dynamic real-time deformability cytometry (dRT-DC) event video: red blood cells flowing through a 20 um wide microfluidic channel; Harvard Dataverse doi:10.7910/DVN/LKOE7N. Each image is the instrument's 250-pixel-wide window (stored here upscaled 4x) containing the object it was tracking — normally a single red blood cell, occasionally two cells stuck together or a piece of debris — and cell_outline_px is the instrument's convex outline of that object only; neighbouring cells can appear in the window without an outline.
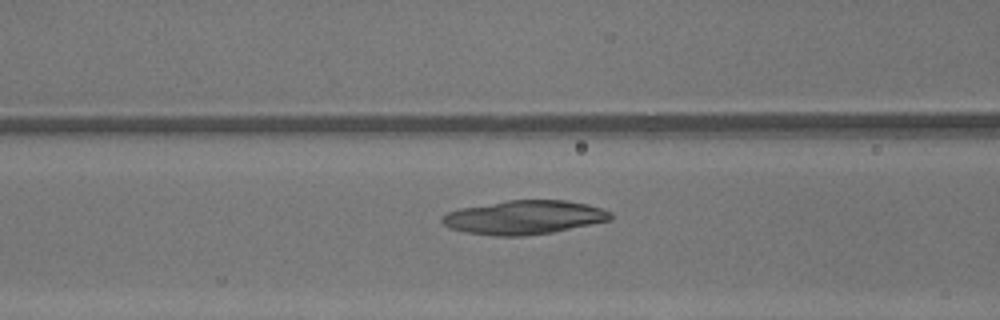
{"species": "common noctule bat (a hibernating species)", "species_latin": "Nyctalus noctula", "temperature_condition": "warm", "stored_images_in_passage": 40, "camera_frame_rate_fps": 3000, "um_per_image_px": 0.085, "animal": {"sex": "male", "body_mass_g": 13.3}, "frame": {"image": 1, "passage_image": 15, "time_ms": 4.667, "image_size_px": [1000, 320], "cell_outline_px": [[612, 220], [552, 232], [524, 236], [496, 236], [464, 232], [448, 228], [440, 220], [440, 216], [448, 212], [460, 208], [508, 200], [564, 200], [588, 204], [612, 212]], "centroid_in_image_um": [44.53, 18.48], "position_along_channel_um": 122.1, "area_um2": 33.35}}
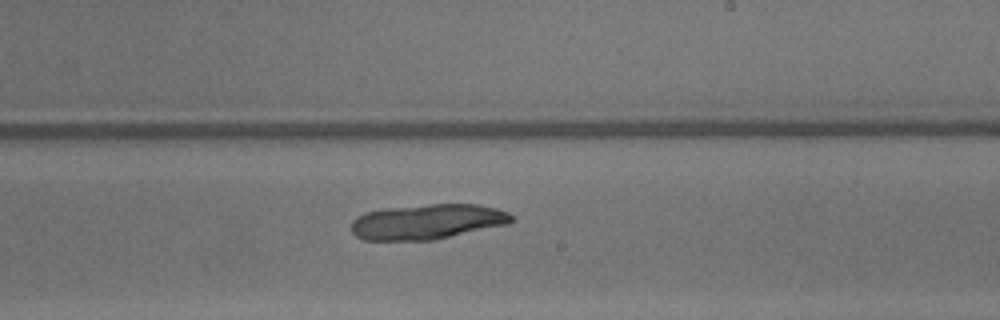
{"frame": {"image": 2, "passage_image": 24, "time_ms": 7.667, "image_size_px": [1000, 320], "cell_outline_px": [[516, 220], [508, 224], [436, 240], [364, 240], [356, 236], [352, 232], [352, 220], [356, 216], [364, 212], [384, 208], [432, 204], [476, 204], [496, 208], [508, 212], [516, 216]], "centroid_in_image_um": [36.35, 18.84], "position_along_channel_um": 252.7, "area_um2": 33.23}}
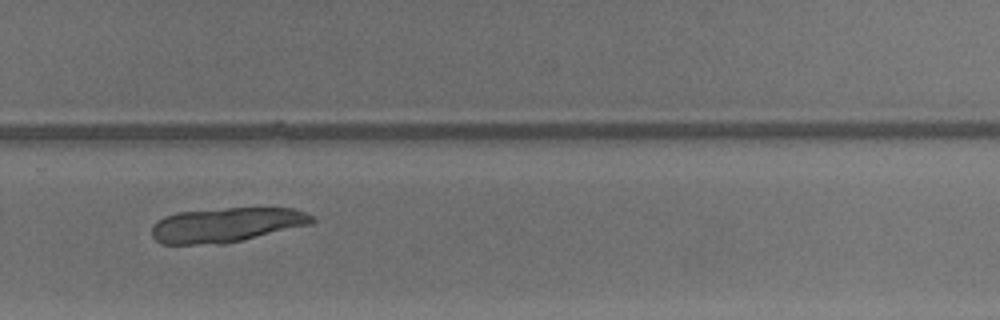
{"frame": {"image": 3, "passage_image": 28, "time_ms": 9.0, "image_size_px": [1000, 320], "cell_outline_px": [[316, 220], [312, 224], [244, 240], [224, 244], [160, 244], [152, 236], [152, 224], [156, 220], [164, 216], [176, 212], [228, 208], [292, 208], [304, 212], [312, 216]], "centroid_in_image_um": [19.22, 19.12], "position_along_channel_um": 310.6, "area_um2": 32.54}}